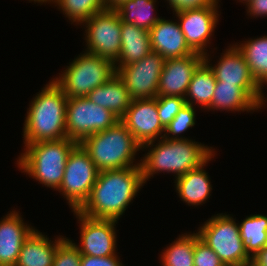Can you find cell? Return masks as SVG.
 Returning <instances> with one entry per match:
<instances>
[{
	"mask_svg": "<svg viewBox=\"0 0 267 266\" xmlns=\"http://www.w3.org/2000/svg\"><path fill=\"white\" fill-rule=\"evenodd\" d=\"M69 64V65H68ZM52 80L68 98L86 97L116 75L115 63L107 58L82 51Z\"/></svg>",
	"mask_w": 267,
	"mask_h": 266,
	"instance_id": "8992f818",
	"label": "cell"
},
{
	"mask_svg": "<svg viewBox=\"0 0 267 266\" xmlns=\"http://www.w3.org/2000/svg\"><path fill=\"white\" fill-rule=\"evenodd\" d=\"M196 107L185 104V106L177 113L173 120L165 128L163 137L169 140L189 139L183 134L194 128L197 119ZM182 134V135H181Z\"/></svg>",
	"mask_w": 267,
	"mask_h": 266,
	"instance_id": "f546056e",
	"label": "cell"
},
{
	"mask_svg": "<svg viewBox=\"0 0 267 266\" xmlns=\"http://www.w3.org/2000/svg\"><path fill=\"white\" fill-rule=\"evenodd\" d=\"M232 44V45H231ZM216 59L212 62L217 48H211V54L204 56V62L213 71L217 83H229L239 86L261 109L267 107V95L256 82L242 52L234 43H231ZM214 49V50H212ZM212 51V52H211ZM213 57H212V56ZM266 95V96H265Z\"/></svg>",
	"mask_w": 267,
	"mask_h": 266,
	"instance_id": "ba28073f",
	"label": "cell"
},
{
	"mask_svg": "<svg viewBox=\"0 0 267 266\" xmlns=\"http://www.w3.org/2000/svg\"><path fill=\"white\" fill-rule=\"evenodd\" d=\"M219 2L221 1L218 0L212 6L173 13L187 45L195 53L205 56L210 52L209 48L213 45L211 41L214 38L215 29L221 19V11H219L221 4Z\"/></svg>",
	"mask_w": 267,
	"mask_h": 266,
	"instance_id": "7c38bea8",
	"label": "cell"
},
{
	"mask_svg": "<svg viewBox=\"0 0 267 266\" xmlns=\"http://www.w3.org/2000/svg\"><path fill=\"white\" fill-rule=\"evenodd\" d=\"M222 266H242V265H236V264H224Z\"/></svg>",
	"mask_w": 267,
	"mask_h": 266,
	"instance_id": "60d3db41",
	"label": "cell"
},
{
	"mask_svg": "<svg viewBox=\"0 0 267 266\" xmlns=\"http://www.w3.org/2000/svg\"><path fill=\"white\" fill-rule=\"evenodd\" d=\"M144 186L141 167L99 171L88 199L77 211L90 218L119 221Z\"/></svg>",
	"mask_w": 267,
	"mask_h": 266,
	"instance_id": "6da1fadb",
	"label": "cell"
},
{
	"mask_svg": "<svg viewBox=\"0 0 267 266\" xmlns=\"http://www.w3.org/2000/svg\"><path fill=\"white\" fill-rule=\"evenodd\" d=\"M53 5L75 26L107 8L104 0H55Z\"/></svg>",
	"mask_w": 267,
	"mask_h": 266,
	"instance_id": "f1b7e54d",
	"label": "cell"
},
{
	"mask_svg": "<svg viewBox=\"0 0 267 266\" xmlns=\"http://www.w3.org/2000/svg\"><path fill=\"white\" fill-rule=\"evenodd\" d=\"M120 257L121 256L119 255H111L106 257L81 255L80 266H125Z\"/></svg>",
	"mask_w": 267,
	"mask_h": 266,
	"instance_id": "e575fe53",
	"label": "cell"
},
{
	"mask_svg": "<svg viewBox=\"0 0 267 266\" xmlns=\"http://www.w3.org/2000/svg\"><path fill=\"white\" fill-rule=\"evenodd\" d=\"M218 0H165L167 7L172 9V13L189 10L194 8H203L214 5Z\"/></svg>",
	"mask_w": 267,
	"mask_h": 266,
	"instance_id": "836d02e7",
	"label": "cell"
},
{
	"mask_svg": "<svg viewBox=\"0 0 267 266\" xmlns=\"http://www.w3.org/2000/svg\"><path fill=\"white\" fill-rule=\"evenodd\" d=\"M149 32L152 51L159 53L165 59L194 53L187 45L177 19L167 20L162 17Z\"/></svg>",
	"mask_w": 267,
	"mask_h": 266,
	"instance_id": "ac0fdd59",
	"label": "cell"
},
{
	"mask_svg": "<svg viewBox=\"0 0 267 266\" xmlns=\"http://www.w3.org/2000/svg\"><path fill=\"white\" fill-rule=\"evenodd\" d=\"M123 0H104L107 8H115L118 4H120Z\"/></svg>",
	"mask_w": 267,
	"mask_h": 266,
	"instance_id": "74e56055",
	"label": "cell"
},
{
	"mask_svg": "<svg viewBox=\"0 0 267 266\" xmlns=\"http://www.w3.org/2000/svg\"><path fill=\"white\" fill-rule=\"evenodd\" d=\"M67 99L51 78L29 102L22 129L23 144L67 138Z\"/></svg>",
	"mask_w": 267,
	"mask_h": 266,
	"instance_id": "3957f363",
	"label": "cell"
},
{
	"mask_svg": "<svg viewBox=\"0 0 267 266\" xmlns=\"http://www.w3.org/2000/svg\"><path fill=\"white\" fill-rule=\"evenodd\" d=\"M236 1V0H235ZM249 0H237V3L239 2H241V3H243V4H245L246 2H248Z\"/></svg>",
	"mask_w": 267,
	"mask_h": 266,
	"instance_id": "ab89813d",
	"label": "cell"
},
{
	"mask_svg": "<svg viewBox=\"0 0 267 266\" xmlns=\"http://www.w3.org/2000/svg\"><path fill=\"white\" fill-rule=\"evenodd\" d=\"M218 255L195 233L194 266H222Z\"/></svg>",
	"mask_w": 267,
	"mask_h": 266,
	"instance_id": "d6a6232c",
	"label": "cell"
},
{
	"mask_svg": "<svg viewBox=\"0 0 267 266\" xmlns=\"http://www.w3.org/2000/svg\"><path fill=\"white\" fill-rule=\"evenodd\" d=\"M119 120L110 110L96 105L86 97L67 99V138L79 144L86 137L107 130Z\"/></svg>",
	"mask_w": 267,
	"mask_h": 266,
	"instance_id": "8fae6325",
	"label": "cell"
},
{
	"mask_svg": "<svg viewBox=\"0 0 267 266\" xmlns=\"http://www.w3.org/2000/svg\"><path fill=\"white\" fill-rule=\"evenodd\" d=\"M166 59L151 51L138 62L115 67L116 74L125 84L132 100L157 97L160 75Z\"/></svg>",
	"mask_w": 267,
	"mask_h": 266,
	"instance_id": "5bb4252c",
	"label": "cell"
},
{
	"mask_svg": "<svg viewBox=\"0 0 267 266\" xmlns=\"http://www.w3.org/2000/svg\"><path fill=\"white\" fill-rule=\"evenodd\" d=\"M86 98L96 105L110 110L119 119L125 115L132 102L125 84L117 74L108 82L95 88Z\"/></svg>",
	"mask_w": 267,
	"mask_h": 266,
	"instance_id": "603a6c76",
	"label": "cell"
},
{
	"mask_svg": "<svg viewBox=\"0 0 267 266\" xmlns=\"http://www.w3.org/2000/svg\"><path fill=\"white\" fill-rule=\"evenodd\" d=\"M195 231L178 235L162 249L159 255L161 266H194Z\"/></svg>",
	"mask_w": 267,
	"mask_h": 266,
	"instance_id": "83f0119b",
	"label": "cell"
},
{
	"mask_svg": "<svg viewBox=\"0 0 267 266\" xmlns=\"http://www.w3.org/2000/svg\"><path fill=\"white\" fill-rule=\"evenodd\" d=\"M236 221L233 214H214L199 225L195 232L218 255L223 264L248 266L251 264V257L245 250Z\"/></svg>",
	"mask_w": 267,
	"mask_h": 266,
	"instance_id": "52a82bcc",
	"label": "cell"
},
{
	"mask_svg": "<svg viewBox=\"0 0 267 266\" xmlns=\"http://www.w3.org/2000/svg\"><path fill=\"white\" fill-rule=\"evenodd\" d=\"M77 144L68 138L24 144L22 153L16 158V167L42 187L57 192L68 156Z\"/></svg>",
	"mask_w": 267,
	"mask_h": 266,
	"instance_id": "277c9868",
	"label": "cell"
},
{
	"mask_svg": "<svg viewBox=\"0 0 267 266\" xmlns=\"http://www.w3.org/2000/svg\"><path fill=\"white\" fill-rule=\"evenodd\" d=\"M54 237L51 240L35 229L23 243L15 266H53L56 250L67 238L62 235Z\"/></svg>",
	"mask_w": 267,
	"mask_h": 266,
	"instance_id": "ffe728a7",
	"label": "cell"
},
{
	"mask_svg": "<svg viewBox=\"0 0 267 266\" xmlns=\"http://www.w3.org/2000/svg\"><path fill=\"white\" fill-rule=\"evenodd\" d=\"M216 78L210 67L203 62L194 72L185 95L186 104L199 107L202 111L211 106ZM197 104V105H196Z\"/></svg>",
	"mask_w": 267,
	"mask_h": 266,
	"instance_id": "cb8c5ba5",
	"label": "cell"
},
{
	"mask_svg": "<svg viewBox=\"0 0 267 266\" xmlns=\"http://www.w3.org/2000/svg\"><path fill=\"white\" fill-rule=\"evenodd\" d=\"M21 214L13 208L0 219V266L16 265L23 243L36 229Z\"/></svg>",
	"mask_w": 267,
	"mask_h": 266,
	"instance_id": "e0dca14e",
	"label": "cell"
},
{
	"mask_svg": "<svg viewBox=\"0 0 267 266\" xmlns=\"http://www.w3.org/2000/svg\"><path fill=\"white\" fill-rule=\"evenodd\" d=\"M234 44L242 52L257 84L267 86V35L248 38Z\"/></svg>",
	"mask_w": 267,
	"mask_h": 266,
	"instance_id": "d4e9b609",
	"label": "cell"
},
{
	"mask_svg": "<svg viewBox=\"0 0 267 266\" xmlns=\"http://www.w3.org/2000/svg\"><path fill=\"white\" fill-rule=\"evenodd\" d=\"M238 226L245 250L252 258L267 245V215L251 214L238 221Z\"/></svg>",
	"mask_w": 267,
	"mask_h": 266,
	"instance_id": "4316f807",
	"label": "cell"
},
{
	"mask_svg": "<svg viewBox=\"0 0 267 266\" xmlns=\"http://www.w3.org/2000/svg\"><path fill=\"white\" fill-rule=\"evenodd\" d=\"M151 51L150 32L132 23L121 21V51L114 62L115 67L138 62Z\"/></svg>",
	"mask_w": 267,
	"mask_h": 266,
	"instance_id": "44dd1931",
	"label": "cell"
},
{
	"mask_svg": "<svg viewBox=\"0 0 267 266\" xmlns=\"http://www.w3.org/2000/svg\"><path fill=\"white\" fill-rule=\"evenodd\" d=\"M158 0H123L115 9L121 21L149 31L161 18L156 12Z\"/></svg>",
	"mask_w": 267,
	"mask_h": 266,
	"instance_id": "484cf974",
	"label": "cell"
},
{
	"mask_svg": "<svg viewBox=\"0 0 267 266\" xmlns=\"http://www.w3.org/2000/svg\"><path fill=\"white\" fill-rule=\"evenodd\" d=\"M83 50L115 62L121 51V18L115 8H106L84 21Z\"/></svg>",
	"mask_w": 267,
	"mask_h": 266,
	"instance_id": "30bf717a",
	"label": "cell"
},
{
	"mask_svg": "<svg viewBox=\"0 0 267 266\" xmlns=\"http://www.w3.org/2000/svg\"><path fill=\"white\" fill-rule=\"evenodd\" d=\"M213 146L196 142L195 139L169 140L161 138L141 146L145 152L141 159L144 184L154 175L173 174L174 178L197 169L206 163L217 151Z\"/></svg>",
	"mask_w": 267,
	"mask_h": 266,
	"instance_id": "7a4b0ae2",
	"label": "cell"
},
{
	"mask_svg": "<svg viewBox=\"0 0 267 266\" xmlns=\"http://www.w3.org/2000/svg\"><path fill=\"white\" fill-rule=\"evenodd\" d=\"M70 239L67 237L58 246L53 266H80L81 253Z\"/></svg>",
	"mask_w": 267,
	"mask_h": 266,
	"instance_id": "1f68e13d",
	"label": "cell"
},
{
	"mask_svg": "<svg viewBox=\"0 0 267 266\" xmlns=\"http://www.w3.org/2000/svg\"><path fill=\"white\" fill-rule=\"evenodd\" d=\"M206 111L252 114L261 111V108L239 86L229 83H216L211 106Z\"/></svg>",
	"mask_w": 267,
	"mask_h": 266,
	"instance_id": "7402d4cb",
	"label": "cell"
},
{
	"mask_svg": "<svg viewBox=\"0 0 267 266\" xmlns=\"http://www.w3.org/2000/svg\"><path fill=\"white\" fill-rule=\"evenodd\" d=\"M27 1H29V3L34 2V4L38 3V5L40 4V6L42 4L46 5L47 3L51 4L50 6H52L55 0H27Z\"/></svg>",
	"mask_w": 267,
	"mask_h": 266,
	"instance_id": "f35d334b",
	"label": "cell"
},
{
	"mask_svg": "<svg viewBox=\"0 0 267 266\" xmlns=\"http://www.w3.org/2000/svg\"><path fill=\"white\" fill-rule=\"evenodd\" d=\"M157 111L160 123L164 128L173 120L177 113L185 106V98L172 96H157Z\"/></svg>",
	"mask_w": 267,
	"mask_h": 266,
	"instance_id": "4dcf8cb0",
	"label": "cell"
},
{
	"mask_svg": "<svg viewBox=\"0 0 267 266\" xmlns=\"http://www.w3.org/2000/svg\"><path fill=\"white\" fill-rule=\"evenodd\" d=\"M251 266H267V245L251 258Z\"/></svg>",
	"mask_w": 267,
	"mask_h": 266,
	"instance_id": "8d00e7d4",
	"label": "cell"
},
{
	"mask_svg": "<svg viewBox=\"0 0 267 266\" xmlns=\"http://www.w3.org/2000/svg\"><path fill=\"white\" fill-rule=\"evenodd\" d=\"M72 213L79 224L80 242L77 243L73 239L71 241L79 249L81 255L94 257L118 255L117 220L90 218L77 210Z\"/></svg>",
	"mask_w": 267,
	"mask_h": 266,
	"instance_id": "4fadbf2b",
	"label": "cell"
},
{
	"mask_svg": "<svg viewBox=\"0 0 267 266\" xmlns=\"http://www.w3.org/2000/svg\"><path fill=\"white\" fill-rule=\"evenodd\" d=\"M80 144L99 171L140 167L141 159L136 158L142 153L141 145L121 120L86 137Z\"/></svg>",
	"mask_w": 267,
	"mask_h": 266,
	"instance_id": "5b68a950",
	"label": "cell"
},
{
	"mask_svg": "<svg viewBox=\"0 0 267 266\" xmlns=\"http://www.w3.org/2000/svg\"><path fill=\"white\" fill-rule=\"evenodd\" d=\"M98 174L99 170L88 152L78 143L68 156L64 176L57 190L71 211L78 210L88 199Z\"/></svg>",
	"mask_w": 267,
	"mask_h": 266,
	"instance_id": "9c48e42d",
	"label": "cell"
},
{
	"mask_svg": "<svg viewBox=\"0 0 267 266\" xmlns=\"http://www.w3.org/2000/svg\"><path fill=\"white\" fill-rule=\"evenodd\" d=\"M244 5H246V15L250 19L267 17V0H249Z\"/></svg>",
	"mask_w": 267,
	"mask_h": 266,
	"instance_id": "d590c367",
	"label": "cell"
},
{
	"mask_svg": "<svg viewBox=\"0 0 267 266\" xmlns=\"http://www.w3.org/2000/svg\"><path fill=\"white\" fill-rule=\"evenodd\" d=\"M203 62L204 55L195 52L189 56L166 59L157 96L185 98L193 74Z\"/></svg>",
	"mask_w": 267,
	"mask_h": 266,
	"instance_id": "2e32d148",
	"label": "cell"
},
{
	"mask_svg": "<svg viewBox=\"0 0 267 266\" xmlns=\"http://www.w3.org/2000/svg\"><path fill=\"white\" fill-rule=\"evenodd\" d=\"M217 156V152L201 167L188 171L186 174L173 179L176 195L188 206L198 207L205 204L212 195L213 186L206 166Z\"/></svg>",
	"mask_w": 267,
	"mask_h": 266,
	"instance_id": "d6986e66",
	"label": "cell"
},
{
	"mask_svg": "<svg viewBox=\"0 0 267 266\" xmlns=\"http://www.w3.org/2000/svg\"><path fill=\"white\" fill-rule=\"evenodd\" d=\"M120 120L141 146L163 138L165 128L159 120L156 97L132 100Z\"/></svg>",
	"mask_w": 267,
	"mask_h": 266,
	"instance_id": "9a60e30c",
	"label": "cell"
}]
</instances>
